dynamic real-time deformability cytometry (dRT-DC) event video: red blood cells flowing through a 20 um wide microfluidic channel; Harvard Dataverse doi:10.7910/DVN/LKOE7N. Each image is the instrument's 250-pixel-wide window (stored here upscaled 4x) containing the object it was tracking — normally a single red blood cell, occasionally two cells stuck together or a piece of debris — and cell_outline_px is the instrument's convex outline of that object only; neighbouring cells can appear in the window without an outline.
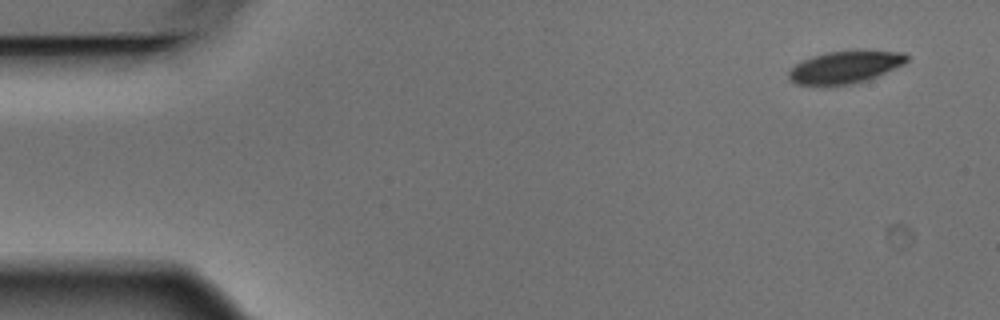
{"species": "Egyptian fruit bat (a non-hibernating species)", "species_latin": "Rousettus aegyptiacus", "temperature_condition": "warm", "stored_images_in_passage": 4, "camera_frame_rate_fps": 3000, "um_per_image_px": 0.085, "animal": {"sex": "male"}, "frame": {"image": 1, "passage_image": 1, "time_ms": 0.0, "image_size_px": [1000, 320], "cell_outline_px": [[908, 60], [904, 64], [868, 80], [852, 84], [828, 88], [820, 88], [796, 84], [788, 80], [788, 72], [800, 60], [812, 56], [828, 52], [904, 52], [908, 56]], "centroid_in_image_um": [71.72, 5.78], "position_along_channel_um": 13.3, "area_um2": 22.54}}
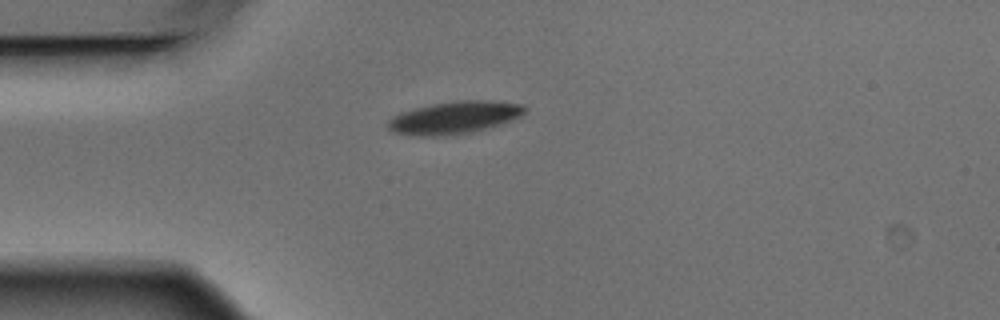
{"frame": {"image": 2, "passage_image": 4, "time_ms": 1.0, "image_size_px": [1000, 320], "cell_outline_px": [[528, 108], [520, 116], [500, 124], [472, 132], [436, 136], [420, 136], [392, 132], [388, 128], [388, 120], [392, 116], [400, 112], [432, 104], [456, 100], [488, 100], [524, 104]], "centroid_in_image_um": [38.62, 9.98], "position_along_channel_um": 46.4, "area_um2": 25.78}}